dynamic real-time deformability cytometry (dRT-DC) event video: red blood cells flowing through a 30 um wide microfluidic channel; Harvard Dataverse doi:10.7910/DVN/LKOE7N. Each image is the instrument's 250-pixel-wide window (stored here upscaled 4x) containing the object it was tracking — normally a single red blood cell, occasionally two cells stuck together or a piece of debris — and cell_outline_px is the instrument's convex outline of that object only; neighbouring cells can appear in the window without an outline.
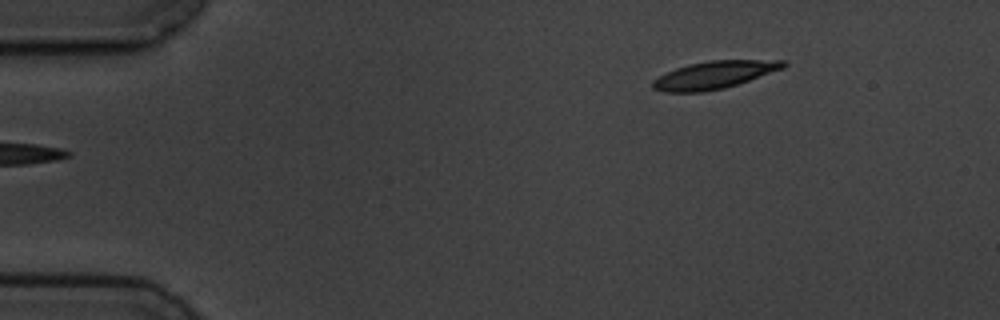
{"species": "common noctule bat (a hibernating species)", "species_latin": "Nyctalus noctula", "temperature_condition": "cold", "stored_images_in_passage": 3, "camera_frame_rate_fps": 3000, "um_per_image_px": 0.085, "animal": {"sex": "male", "body_mass_g": 19.5, "forearm_length_mm": 54.6}, "frame": {"image": 1, "passage_image": 3, "time_ms": 2.333, "image_size_px": [1000, 320], "cell_outline_px": [[788, 64], [784, 68], [724, 88], [704, 92], [664, 92], [652, 88], [652, 80], [676, 68], [688, 64], [708, 60], [784, 60]], "centroid_in_image_um": [60.7, 6.36], "position_along_channel_um": 24.3, "area_um2": 20.87}}